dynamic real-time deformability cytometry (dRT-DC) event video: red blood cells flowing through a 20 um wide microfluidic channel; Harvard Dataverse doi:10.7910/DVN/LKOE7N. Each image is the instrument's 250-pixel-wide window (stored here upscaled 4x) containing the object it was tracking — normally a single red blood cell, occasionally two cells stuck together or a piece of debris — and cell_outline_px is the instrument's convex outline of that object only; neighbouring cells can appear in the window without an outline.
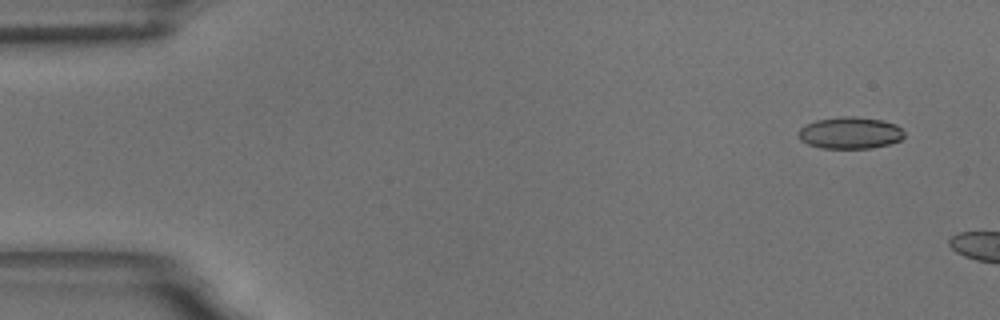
{"species": "common noctule bat (a hibernating species)", "species_latin": "Nyctalus noctula", "temperature_condition": "room temperature", "stored_images_in_passage": 3, "camera_frame_rate_fps": 3000, "um_per_image_px": 0.085, "animal": {"sex": "male", "body_mass_g": 18.8}, "frame": {"image": 1, "passage_image": 1, "time_ms": 0.0, "image_size_px": [1000, 320], "cell_outline_px": [[904, 136], [900, 140], [888, 144], [872, 148], [820, 148], [808, 144], [800, 140], [796, 132], [804, 124], [816, 120], [840, 116], [856, 116], [880, 120], [896, 124], [904, 132]], "centroid_in_image_um": [72.21, 11.29], "position_along_channel_um": 12.8, "area_um2": 19.77}}